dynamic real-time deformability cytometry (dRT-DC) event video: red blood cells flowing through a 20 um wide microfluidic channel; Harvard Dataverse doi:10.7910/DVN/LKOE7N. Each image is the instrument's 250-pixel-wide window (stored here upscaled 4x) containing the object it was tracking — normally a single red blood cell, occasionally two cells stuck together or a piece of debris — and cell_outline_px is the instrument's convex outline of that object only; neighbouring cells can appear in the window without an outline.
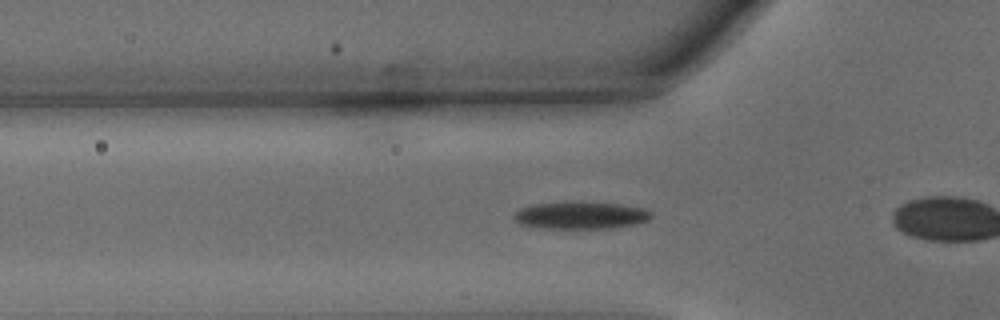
{"species": "common noctule bat (a hibernating species)", "species_latin": "Nyctalus noctula", "temperature_condition": "warm", "stored_images_in_passage": 34, "camera_frame_rate_fps": 3000, "um_per_image_px": 0.085, "animal": {"sex": "male", "body_mass_g": 15.6}, "frame": {"image": 1, "passage_image": 12, "time_ms": 3.667, "image_size_px": [1000, 320], "cell_outline_px": [[652, 216], [648, 220], [632, 224], [608, 228], [544, 228], [520, 224], [512, 216], [520, 208], [536, 204], [564, 200], [580, 200], [620, 204], [640, 208], [652, 212]], "centroid_in_image_um": [49.32, 18.26], "position_along_channel_um": 76.5, "area_um2": 22.08}}
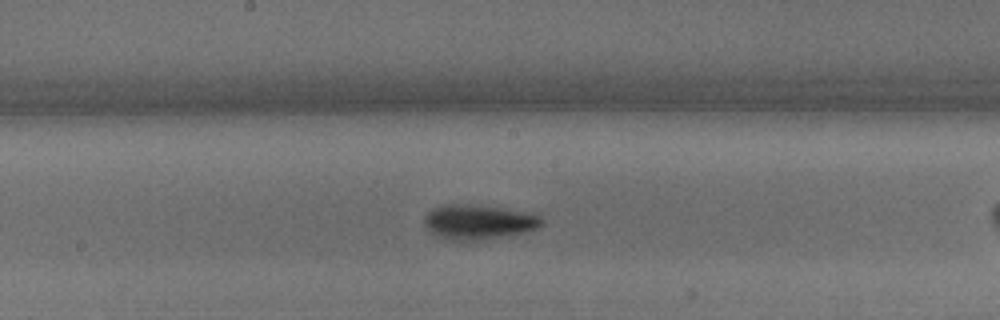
{"frame": {"image": 2, "passage_image": 21, "time_ms": 6.667, "image_size_px": [1000, 320], "cell_outline_px": [[544, 224], [528, 232], [480, 240], [452, 240], [440, 236], [432, 232], [424, 224], [424, 216], [432, 208], [444, 204], [472, 204], [504, 208], [528, 212], [540, 216], [544, 220]], "centroid_in_image_um": [40.71, 18.85], "position_along_channel_um": 207.5, "area_um2": 23.81}}
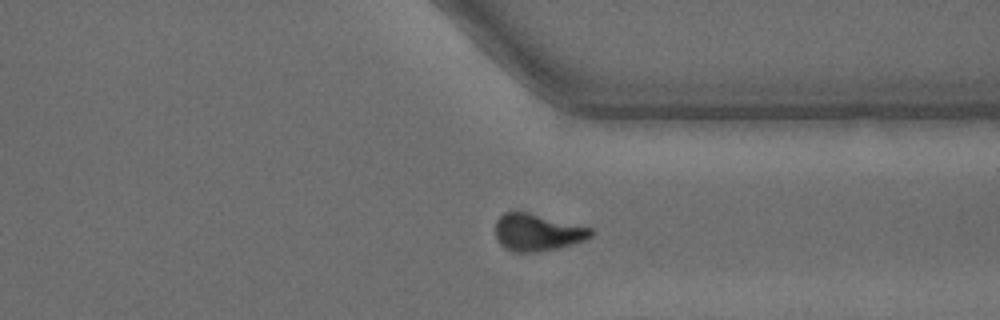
{"frame": {"image": 3, "passage_image": 32, "time_ms": 10.333, "image_size_px": [1000, 320], "cell_outline_px": [[592, 236], [584, 240], [556, 248], [536, 252], [512, 252], [504, 248], [496, 240], [496, 220], [504, 212], [528, 212], [592, 228]], "centroid_in_image_um": [45.63, 19.75], "position_along_channel_um": 365.8, "area_um2": 20.52}}